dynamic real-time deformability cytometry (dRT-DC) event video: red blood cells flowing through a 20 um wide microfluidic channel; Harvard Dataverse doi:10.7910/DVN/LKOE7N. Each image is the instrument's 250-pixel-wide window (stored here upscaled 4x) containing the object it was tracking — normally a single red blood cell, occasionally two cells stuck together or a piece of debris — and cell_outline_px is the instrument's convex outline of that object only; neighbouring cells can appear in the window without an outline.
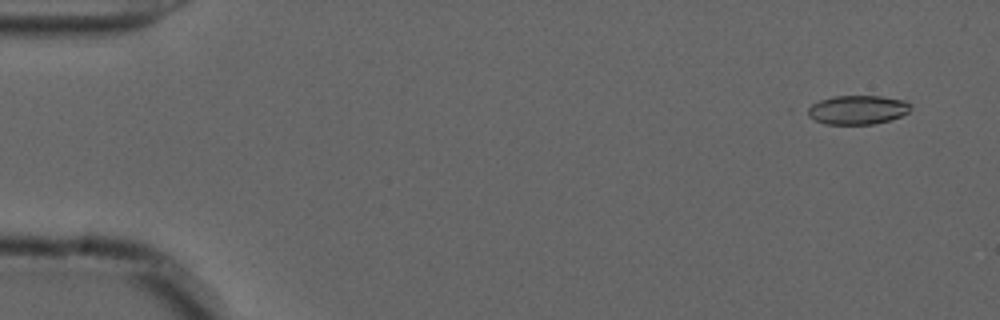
{"species": "common noctule bat (a hibernating species)", "species_latin": "Nyctalus noctula", "temperature_condition": "cold", "stored_images_in_passage": 56, "camera_frame_rate_fps": 3000, "um_per_image_px": 0.085, "animal": {"sex": "male", "forearm_length_mm": 52.5}, "frame": {"image": 1, "passage_image": 4, "time_ms": 1.0, "image_size_px": [1000, 320], "cell_outline_px": [[912, 108], [908, 112], [900, 116], [888, 120], [872, 124], [828, 124], [816, 120], [800, 112], [804, 108], [820, 100], [832, 96], [880, 96], [904, 100], [912, 104]], "centroid_in_image_um": [72.82, 9.32], "position_along_channel_um": 12.2, "area_um2": 17.63}}
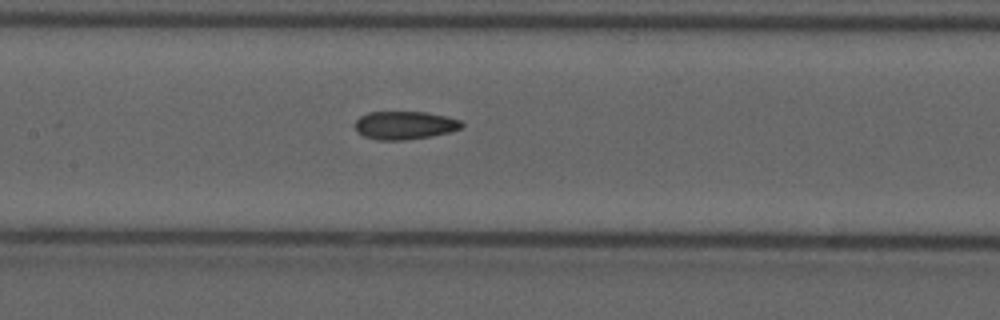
{"frame": {"image": 2, "passage_image": 27, "time_ms": 8.667, "image_size_px": [1000, 320], "cell_outline_px": [[464, 124], [460, 128], [448, 132], [428, 136], [404, 140], [380, 140], [364, 136], [356, 132], [356, 120], [360, 116], [368, 112], [424, 112], [448, 116], [460, 120]], "centroid_in_image_um": [34.38, 10.64], "position_along_channel_um": 173.0, "area_um2": 17.34}}
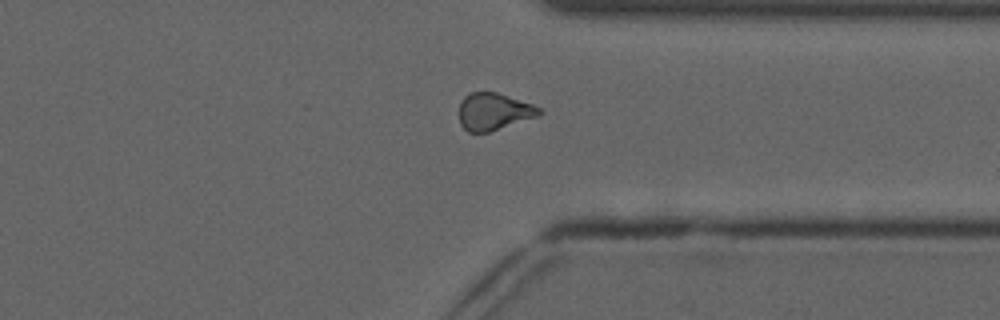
{"frame": {"image": 3, "passage_image": 43, "time_ms": 14.0, "image_size_px": [1000, 320], "cell_outline_px": [[544, 112], [540, 116], [488, 132], [468, 132], [460, 124], [460, 100], [468, 92], [496, 92], [532, 104], [540, 108]], "centroid_in_image_um": [41.98, 9.48], "position_along_channel_um": 369.4, "area_um2": 17.4}, "authors_computed_cell_mechanics": {"area_um2": 17.7735, "velocity_mm_per_s": 3.7164, "shape_relaxation_time_tau1_ms": null, "shape_relaxation_time_tau2_ms": 2.4003, "deformation_change_tau1": null, "deformation_change_tau2": 0.074}}